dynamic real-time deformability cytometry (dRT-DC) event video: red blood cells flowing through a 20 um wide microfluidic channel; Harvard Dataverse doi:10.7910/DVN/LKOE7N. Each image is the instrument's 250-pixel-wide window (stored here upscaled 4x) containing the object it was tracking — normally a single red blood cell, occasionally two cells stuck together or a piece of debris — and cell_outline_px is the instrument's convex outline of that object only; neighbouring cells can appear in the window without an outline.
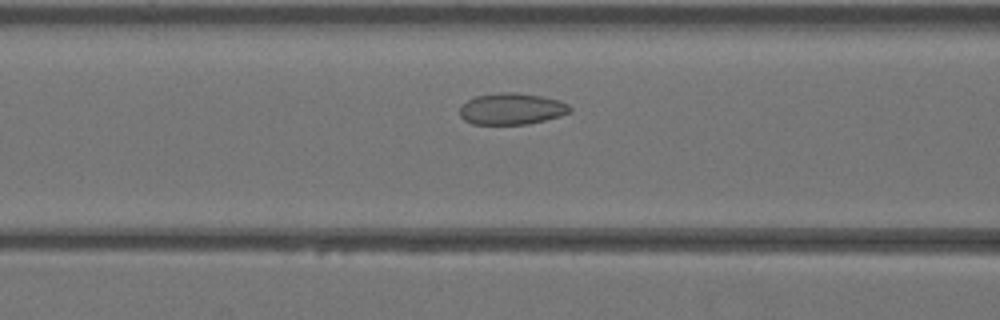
{"species": "Egyptian fruit bat (a non-hibernating species)", "species_latin": "Rousettus aegyptiacus", "temperature_condition": "warm", "stored_images_in_passage": 33, "camera_frame_rate_fps": 3000, "um_per_image_px": 0.085, "animal": {"sex": "female"}, "frame": {"image": 1, "passage_image": 11, "time_ms": 3.333, "image_size_px": [1000, 320], "cell_outline_px": [[572, 112], [560, 116], [528, 124], [472, 124], [464, 120], [460, 116], [460, 108], [468, 100], [476, 96], [500, 92], [516, 92], [540, 96], [560, 100], [568, 104], [572, 108]], "centroid_in_image_um": [43.51, 9.25], "position_along_channel_um": 123.1, "area_um2": 20.23}}
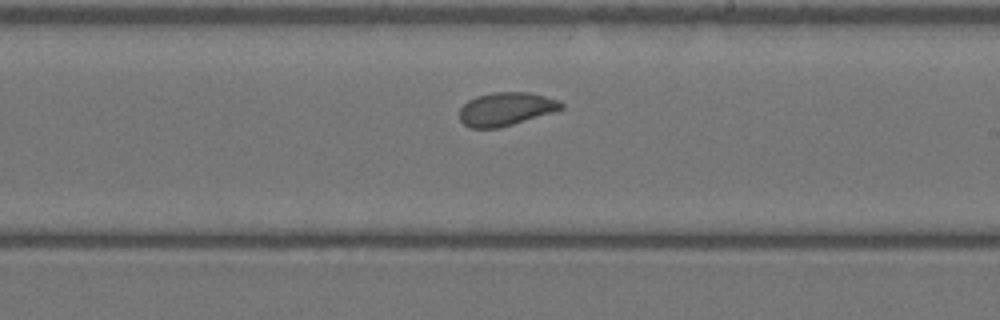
{"frame": {"image": 2, "passage_image": 19, "time_ms": 6.0, "image_size_px": [1000, 320], "cell_outline_px": [[564, 108], [556, 112], [500, 128], [472, 128], [464, 124], [460, 120], [460, 108], [468, 100], [476, 96], [492, 92], [528, 92], [560, 100], [564, 104]], "centroid_in_image_um": [43.04, 9.27], "position_along_channel_um": 246.0, "area_um2": 20.0}}
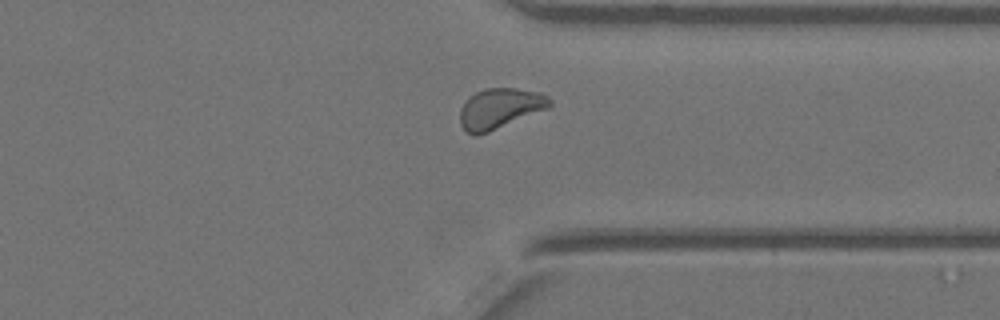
{"frame": {"image": 3, "passage_image": 27, "time_ms": 8.667, "image_size_px": [1000, 320], "cell_outline_px": [[552, 104], [548, 108], [488, 132], [476, 136], [468, 132], [460, 124], [460, 108], [468, 96], [484, 88], [516, 88], [540, 92], [548, 96], [552, 100]], "centroid_in_image_um": [42.48, 9.2], "position_along_channel_um": 368.9, "area_um2": 21.1}}